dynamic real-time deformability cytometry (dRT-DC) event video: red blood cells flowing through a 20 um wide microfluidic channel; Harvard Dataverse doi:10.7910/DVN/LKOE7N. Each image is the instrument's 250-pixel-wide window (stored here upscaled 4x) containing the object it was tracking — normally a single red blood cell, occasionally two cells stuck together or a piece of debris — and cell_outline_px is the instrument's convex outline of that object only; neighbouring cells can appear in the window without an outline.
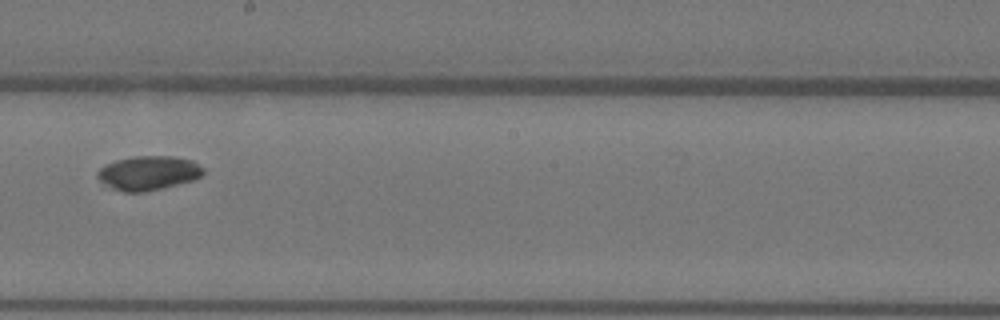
{"species": "Egyptian fruit bat (a non-hibernating species)", "species_latin": "Rousettus aegyptiacus", "temperature_condition": "warm", "stored_images_in_passage": 13, "camera_frame_rate_fps": 3000, "um_per_image_px": 0.085, "animal": {"sex": "female"}, "frame": {"image": 1, "passage_image": 7, "time_ms": 2.0, "image_size_px": [1000, 320], "cell_outline_px": [[204, 172], [200, 176], [192, 180], [164, 188], [144, 192], [124, 192], [112, 188], [104, 184], [96, 176], [96, 172], [104, 164], [116, 160], [132, 156], [172, 156], [192, 160], [204, 168]], "centroid_in_image_um": [12.58, 14.7], "position_along_channel_um": 235.6, "area_um2": 21.21}}
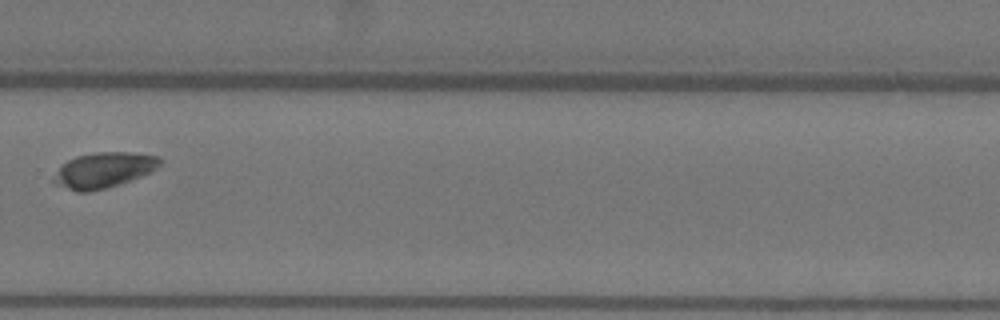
{"frame": {"image": 2, "passage_image": 9, "time_ms": 2.667, "image_size_px": [1000, 320], "cell_outline_px": [[160, 164], [152, 172], [144, 176], [120, 184], [88, 192], [76, 192], [56, 184], [52, 180], [60, 164], [76, 156], [96, 152], [132, 152], [160, 156]], "centroid_in_image_um": [8.82, 14.45], "position_along_channel_um": 321.0, "area_um2": 22.14}}
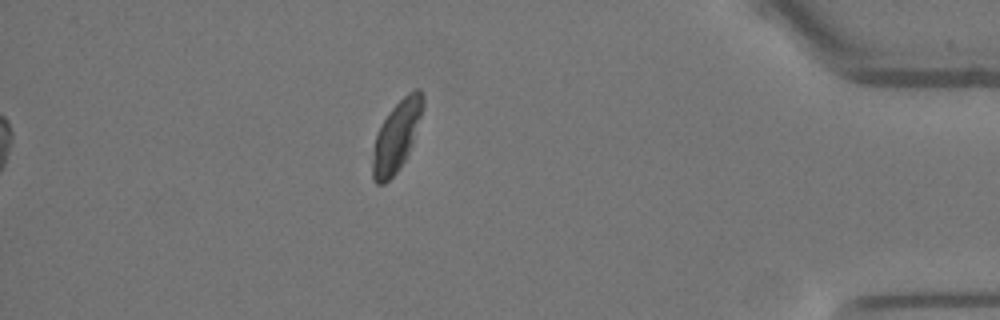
{"frame": {"image": 3, "passage_image": 12, "time_ms": 3.667, "image_size_px": [1000, 320], "cell_outline_px": [[424, 104], [408, 152], [404, 160], [396, 172], [384, 184], [376, 184], [372, 180], [372, 160], [376, 132], [380, 124], [388, 112], [408, 92], [416, 88], [420, 88], [424, 96]], "centroid_in_image_um": [33.66, 11.56], "position_along_channel_um": 401.5, "area_um2": 20.35}}